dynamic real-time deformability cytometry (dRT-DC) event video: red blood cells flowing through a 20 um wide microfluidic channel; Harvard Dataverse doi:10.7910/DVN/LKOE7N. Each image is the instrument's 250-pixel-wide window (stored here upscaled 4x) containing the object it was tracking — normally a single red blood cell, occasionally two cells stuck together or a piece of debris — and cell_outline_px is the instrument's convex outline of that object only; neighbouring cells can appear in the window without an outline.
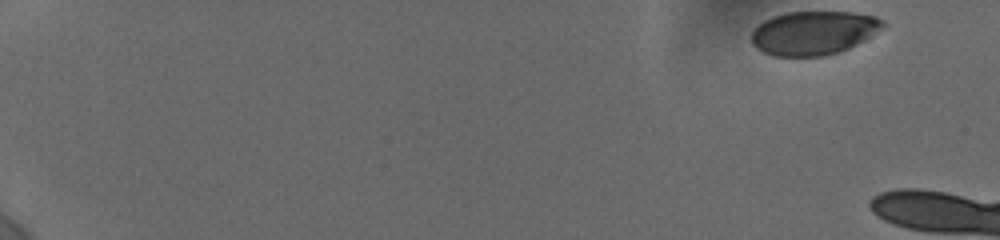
{"species": "human", "species_latin": "Homo sapiens", "temperature_condition": "cold", "stored_images_in_passage": 11, "camera_frame_rate_fps": 3000, "um_per_image_px": 0.085, "donor": {"sex": "female"}, "frame": {"image": 1, "passage_image": 1, "time_ms": 0.0, "image_size_px": [1000, 240], "cell_outline_px": [[888, 24], [884, 28], [864, 40], [840, 52], [824, 56], [772, 56], [756, 48], [752, 44], [752, 32], [764, 20], [772, 16], [788, 12], [852, 12], [876, 16], [884, 20]], "centroid_in_image_um": [69.19, 2.79], "position_along_channel_um": 15.8, "area_um2": 33.7}}